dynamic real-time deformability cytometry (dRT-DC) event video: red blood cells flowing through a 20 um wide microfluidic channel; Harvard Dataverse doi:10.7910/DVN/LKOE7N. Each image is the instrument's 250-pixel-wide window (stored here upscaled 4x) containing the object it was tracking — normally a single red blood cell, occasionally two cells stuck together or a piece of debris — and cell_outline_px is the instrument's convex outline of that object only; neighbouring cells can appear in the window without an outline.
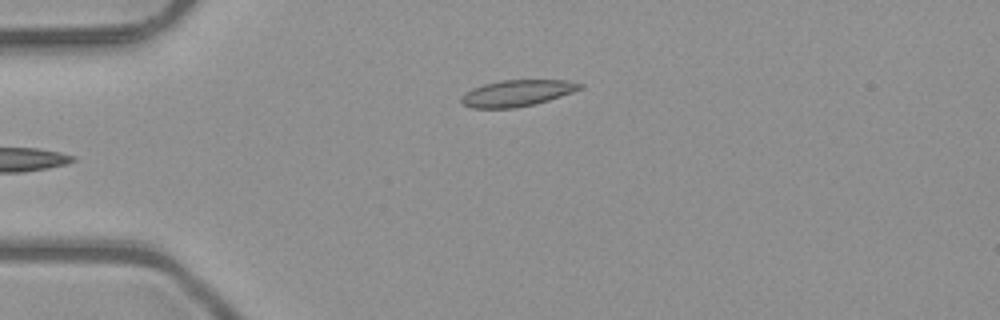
{"species": "common noctule bat (a hibernating species)", "species_latin": "Nyctalus noctula", "temperature_condition": "room temperature", "stored_images_in_passage": 5, "camera_frame_rate_fps": 3000, "um_per_image_px": 0.085, "animal": {"sex": "male", "body_mass_g": 23.1, "forearm_length_mm": 52.7}, "frame": {"image": 1, "passage_image": 5, "time_ms": 1.333, "image_size_px": [1000, 320], "cell_outline_px": [[584, 88], [536, 104], [512, 108], [472, 108], [464, 104], [460, 100], [460, 96], [464, 92], [472, 88], [484, 84], [500, 80], [568, 80], [584, 84]], "centroid_in_image_um": [43.94, 7.91], "position_along_channel_um": 41.1, "area_um2": 18.32}}